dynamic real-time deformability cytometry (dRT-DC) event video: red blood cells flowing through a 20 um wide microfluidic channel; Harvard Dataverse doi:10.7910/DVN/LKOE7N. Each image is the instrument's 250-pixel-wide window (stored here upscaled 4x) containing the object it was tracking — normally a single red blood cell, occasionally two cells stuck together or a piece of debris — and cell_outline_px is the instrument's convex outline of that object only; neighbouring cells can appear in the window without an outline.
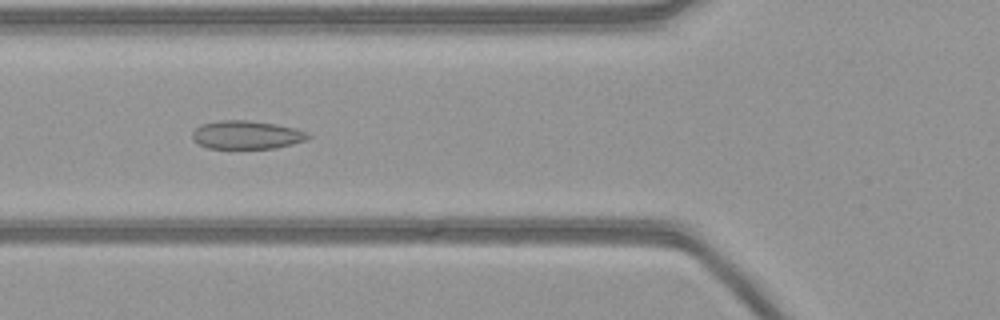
{"species": "common noctule bat (a hibernating species)", "species_latin": "Nyctalus noctula", "temperature_condition": "warm", "stored_images_in_passage": 54, "camera_frame_rate_fps": 3000, "um_per_image_px": 0.085, "animal": {"sex": "female", "body_mass_g": 21.9}, "frame": {"image": 1, "passage_image": 20, "time_ms": 6.333, "image_size_px": [1000, 320], "cell_outline_px": [[312, 136], [308, 140], [276, 148], [208, 148], [192, 140], [192, 132], [196, 128], [204, 124], [220, 120], [248, 120], [276, 124], [296, 128], [308, 132]], "centroid_in_image_um": [21.01, 11.46], "position_along_channel_um": 104.8, "area_um2": 19.19}}
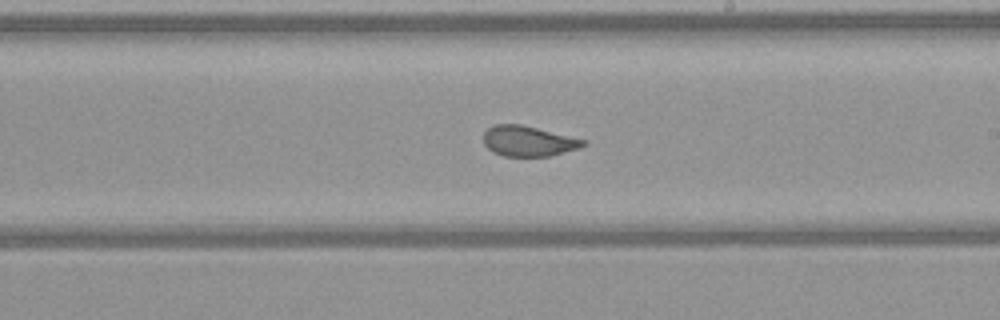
{"frame": {"image": 2, "passage_image": 31, "time_ms": 10.0, "image_size_px": [1000, 320], "cell_outline_px": [[588, 144], [580, 148], [548, 156], [504, 156], [492, 152], [484, 144], [484, 132], [492, 124], [520, 124], [588, 140]], "centroid_in_image_um": [44.92, 11.99], "position_along_channel_um": 244.1, "area_um2": 17.74}}
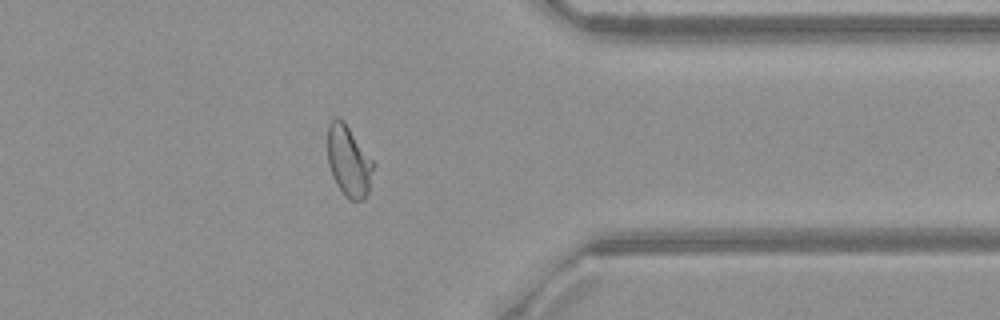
{"frame": {"image": 3, "passage_image": 43, "time_ms": 14.0, "image_size_px": [1000, 320], "cell_outline_px": [[376, 164], [368, 192], [364, 200], [348, 200], [344, 196], [336, 184], [332, 176], [328, 164], [328, 124], [336, 116], [340, 116], [344, 120]], "centroid_in_image_um": [29.65, 13.69], "position_along_channel_um": 381.7, "area_um2": 19.36}}